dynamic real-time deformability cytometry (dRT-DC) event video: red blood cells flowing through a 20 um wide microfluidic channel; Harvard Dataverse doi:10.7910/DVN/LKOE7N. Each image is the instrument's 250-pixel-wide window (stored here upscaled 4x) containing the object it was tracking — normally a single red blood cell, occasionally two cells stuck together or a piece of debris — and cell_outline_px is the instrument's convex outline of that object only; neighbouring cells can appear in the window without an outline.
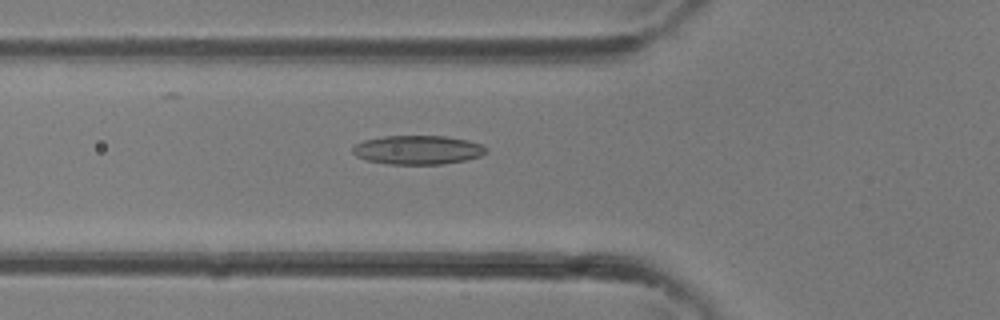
{"species": "common noctule bat (a hibernating species)", "species_latin": "Nyctalus noctula", "temperature_condition": "room temperature", "stored_images_in_passage": 36, "camera_frame_rate_fps": 3000, "um_per_image_px": 0.085, "animal": {"sex": "female"}, "frame": {"image": 1, "passage_image": 13, "time_ms": 4.0, "image_size_px": [1000, 320], "cell_outline_px": [[488, 152], [480, 156], [464, 160], [440, 164], [388, 164], [368, 160], [356, 156], [352, 152], [352, 148], [356, 144], [364, 140], [384, 136], [444, 136], [468, 140], [484, 144], [488, 148]], "centroid_in_image_um": [35.54, 12.73], "position_along_channel_um": 90.3, "area_um2": 22.54}}
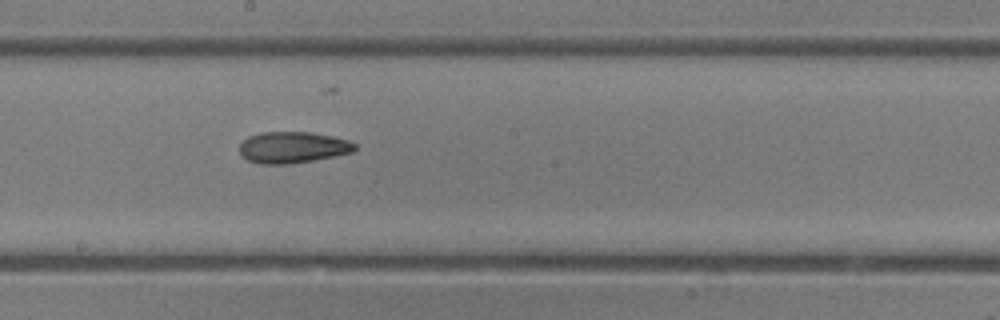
{"frame": {"image": 2, "passage_image": 20, "time_ms": 6.333, "image_size_px": [1000, 320], "cell_outline_px": [[356, 148], [352, 152], [312, 160], [288, 164], [260, 164], [248, 160], [240, 156], [240, 144], [248, 136], [260, 132], [312, 132], [332, 136], [348, 140], [356, 144]], "centroid_in_image_um": [24.85, 12.52], "position_along_channel_um": 223.4, "area_um2": 21.04}}
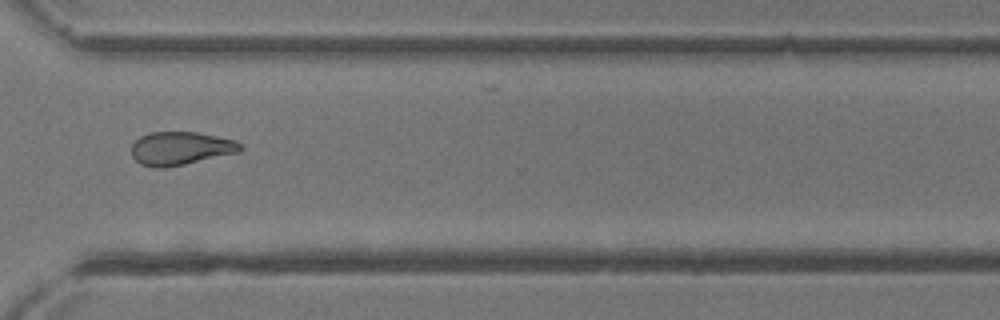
{"frame": {"image": 3, "passage_image": 27, "time_ms": 8.667, "image_size_px": [1000, 320], "cell_outline_px": [[244, 148], [240, 152], [184, 164], [164, 168], [156, 168], [140, 164], [132, 156], [132, 144], [140, 136], [152, 132], [196, 132], [236, 140]], "centroid_in_image_um": [15.36, 12.61], "position_along_channel_um": 355.2, "area_um2": 21.1}}